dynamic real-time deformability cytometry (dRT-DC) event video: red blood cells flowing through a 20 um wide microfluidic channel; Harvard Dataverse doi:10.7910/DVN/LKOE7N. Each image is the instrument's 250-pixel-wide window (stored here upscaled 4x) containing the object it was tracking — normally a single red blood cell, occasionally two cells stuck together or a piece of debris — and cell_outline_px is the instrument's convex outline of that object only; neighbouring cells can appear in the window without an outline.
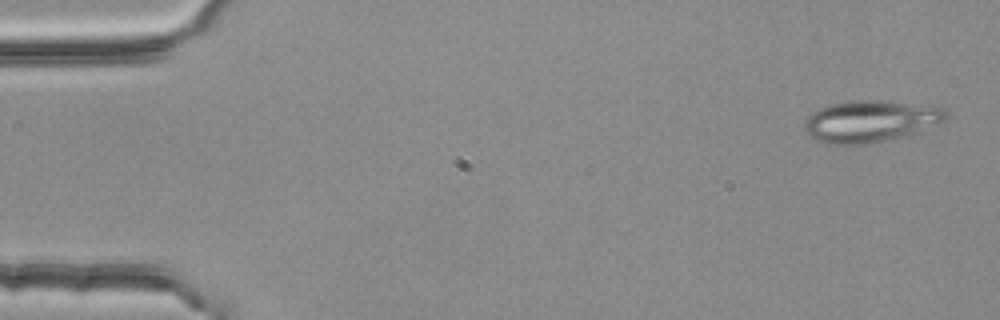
{"species": "common noctule bat (a hibernating species)", "species_latin": "Nyctalus noctula", "temperature_condition": "room temperature", "stored_images_in_passage": 54, "segment_of_instrument_passage": [1, 2], "camera_frame_rate_fps": 3000, "um_per_image_px": 0.085, "animal": {"sex": "female", "body_mass_g": 25.1}, "frame": {"image": 1, "passage_image": 2, "time_ms": 0.333, "image_size_px": [1000, 320], "cell_outline_px": [[948, 120], [916, 132], [904, 136], [868, 144], [824, 144], [812, 140], [804, 132], [804, 120], [812, 112], [828, 104], [852, 100], [880, 100], [940, 104], [948, 112]], "centroid_in_image_um": [74.02, 10.28], "position_along_channel_um": 11.0, "area_um2": 35.55}}